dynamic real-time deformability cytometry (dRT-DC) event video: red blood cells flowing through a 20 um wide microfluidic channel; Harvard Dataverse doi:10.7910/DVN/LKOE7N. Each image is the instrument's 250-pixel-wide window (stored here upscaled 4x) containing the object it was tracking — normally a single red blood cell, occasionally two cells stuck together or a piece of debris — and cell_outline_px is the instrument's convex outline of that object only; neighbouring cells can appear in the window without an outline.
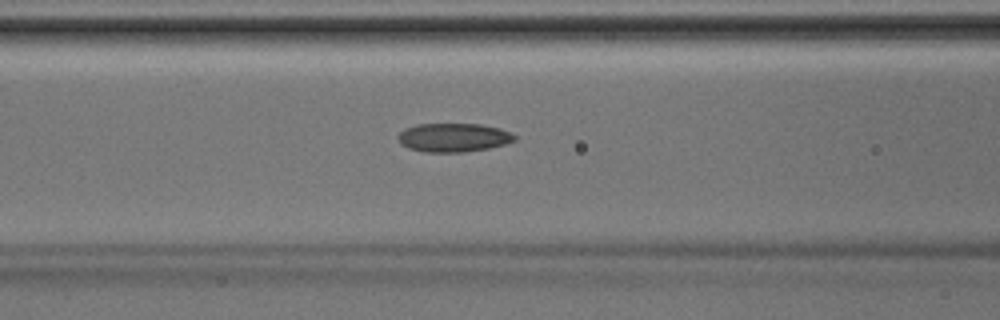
{"species": "Egyptian fruit bat (a non-hibernating species)", "species_latin": "Rousettus aegyptiacus", "temperature_condition": "room temperature", "stored_images_in_passage": 5, "camera_frame_rate_fps": 3000, "um_per_image_px": 0.085, "animal": {"sex": "male"}, "frame": {"image": 1, "passage_image": 5, "time_ms": 1.333, "image_size_px": [1000, 320], "cell_outline_px": [[516, 140], [504, 144], [488, 148], [464, 152], [424, 152], [408, 148], [396, 136], [404, 128], [416, 124], [480, 124], [500, 128], [512, 132], [516, 136]], "centroid_in_image_um": [38.56, 11.68], "position_along_channel_um": 128.0, "area_um2": 19.54}}